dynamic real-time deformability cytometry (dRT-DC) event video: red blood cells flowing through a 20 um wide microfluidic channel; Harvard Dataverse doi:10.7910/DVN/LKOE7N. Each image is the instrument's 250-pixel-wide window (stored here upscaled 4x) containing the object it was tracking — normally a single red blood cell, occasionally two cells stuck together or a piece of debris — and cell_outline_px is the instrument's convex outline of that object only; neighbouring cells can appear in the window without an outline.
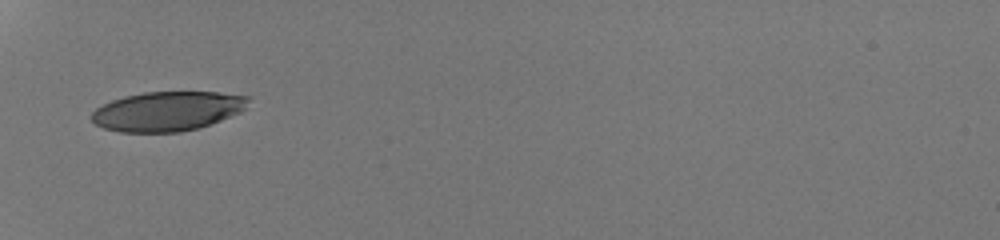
{"species": "human", "species_latin": "Homo sapiens", "temperature_condition": "room temperature", "stored_images_in_passage": 31, "camera_frame_rate_fps": 3000, "um_per_image_px": 0.085, "donor": {"sex": "male"}, "frame": {"image": 1, "passage_image": 1, "time_ms": 0.0, "image_size_px": [1000, 240], "cell_outline_px": [[252, 96], [244, 108], [240, 112], [200, 128], [180, 132], [120, 132], [104, 128], [96, 124], [92, 120], [92, 112], [96, 108], [112, 100], [124, 96], [144, 92], [220, 92]], "centroid_in_image_um": [14.25, 9.45], "position_along_channel_um": 70.8, "area_um2": 36.07}}
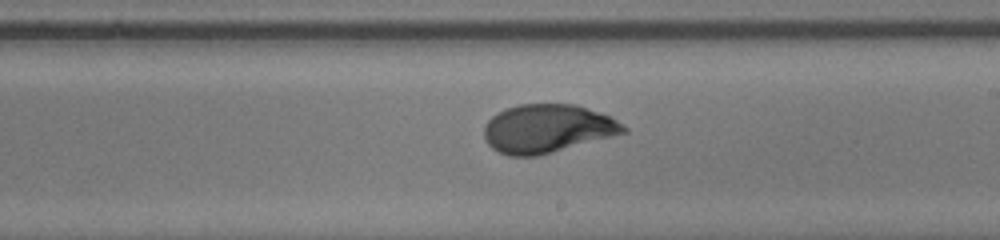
{"frame": {"image": 2, "passage_image": 14, "time_ms": 4.333, "image_size_px": [1000, 240], "cell_outline_px": [[628, 132], [536, 156], [508, 156], [492, 148], [488, 144], [484, 136], [484, 124], [492, 116], [508, 108], [520, 104], [576, 104], [612, 116], [628, 128]], "centroid_in_image_um": [46.54, 10.92], "position_along_channel_um": 242.5, "area_um2": 39.25}}
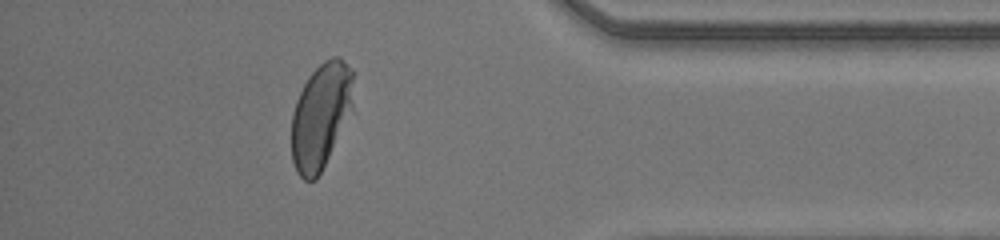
{"frame": {"image": 3, "passage_image": 27, "time_ms": 8.667, "image_size_px": [1000, 240], "cell_outline_px": [[352, 108], [316, 180], [304, 180], [296, 172], [292, 160], [292, 112], [296, 100], [308, 76], [324, 60], [332, 56], [340, 56], [352, 68]], "centroid_in_image_um": [27.24, 9.81], "position_along_channel_um": 408.0, "area_um2": 37.51}, "authors_computed_cell_mechanics": {"area_um2": 38.8994, "velocity_mm_per_s": 4.2353, "shape_relaxation_time_tau1_ms": 3.1277, "shape_relaxation_time_tau2_ms": null, "deformation_change_tau1": 0.1885, "deformation_change_tau2": null}}